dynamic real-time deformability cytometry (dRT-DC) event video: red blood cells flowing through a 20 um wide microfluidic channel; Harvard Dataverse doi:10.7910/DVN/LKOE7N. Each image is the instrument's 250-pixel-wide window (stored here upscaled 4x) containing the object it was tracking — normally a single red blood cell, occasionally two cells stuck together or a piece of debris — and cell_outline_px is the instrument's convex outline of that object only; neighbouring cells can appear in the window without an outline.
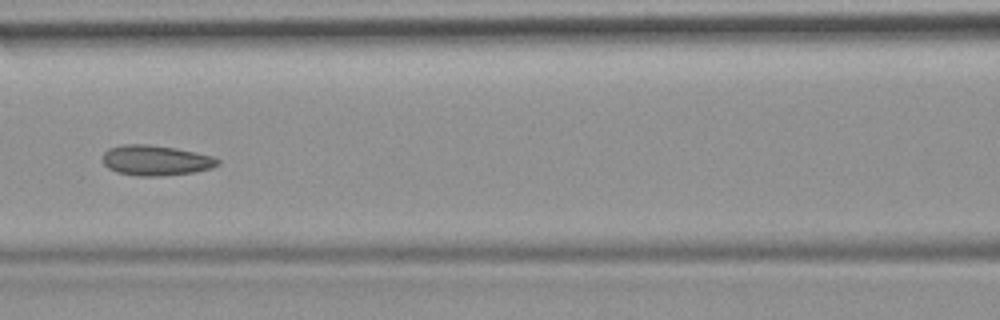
{"species": "common noctule bat (a hibernating species)", "species_latin": "Nyctalus noctula", "temperature_condition": "room temperature", "stored_images_in_passage": 52, "camera_frame_rate_fps": 3000, "um_per_image_px": 0.085, "animal": {"sex": "female", "body_mass_g": 19.9}, "frame": {"image": 1, "passage_image": 23, "time_ms": 7.333, "image_size_px": [1000, 320], "cell_outline_px": [[220, 164], [212, 168], [196, 172], [160, 176], [136, 176], [116, 172], [108, 168], [104, 164], [104, 152], [108, 148], [124, 144], [152, 144], [176, 148], [196, 152], [212, 156], [220, 160]], "centroid_in_image_um": [13.26, 13.63], "position_along_channel_um": 153.3, "area_um2": 20.52}, "authors_computed_cell_mechanics": {"area_um2": 20.519, "velocity_mm_per_s": 3.8563, "shape_relaxation_time_tau1_ms": null, "shape_relaxation_time_tau2_ms": 1.3999, "deformation_change_tau1": null, "deformation_change_tau2": 0.0623}}